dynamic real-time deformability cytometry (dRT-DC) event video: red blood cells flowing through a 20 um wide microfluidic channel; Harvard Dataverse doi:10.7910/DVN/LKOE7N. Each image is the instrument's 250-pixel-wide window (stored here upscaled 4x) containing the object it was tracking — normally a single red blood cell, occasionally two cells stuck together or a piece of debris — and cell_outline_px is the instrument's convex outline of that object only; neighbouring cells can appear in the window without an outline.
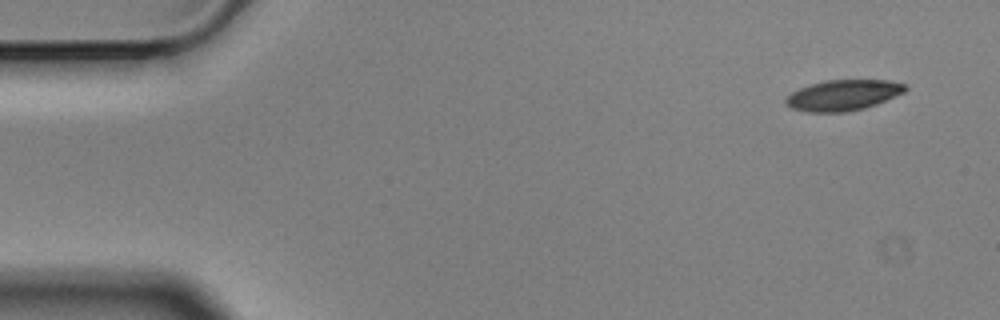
{"species": "Egyptian fruit bat (a non-hibernating species)", "species_latin": "Rousettus aegyptiacus", "temperature_condition": "cold", "stored_images_in_passage": 6, "camera_frame_rate_fps": 3000, "um_per_image_px": 0.085, "animal": {"sex": "male"}, "frame": {"image": 1, "passage_image": 1, "time_ms": 0.0, "image_size_px": [1000, 320], "cell_outline_px": [[908, 88], [904, 92], [876, 104], [864, 108], [844, 112], [808, 112], [792, 108], [784, 104], [784, 100], [792, 92], [800, 88], [824, 80], [888, 80], [904, 84]], "centroid_in_image_um": [71.64, 8.09], "position_along_channel_um": 13.4, "area_um2": 21.21}}
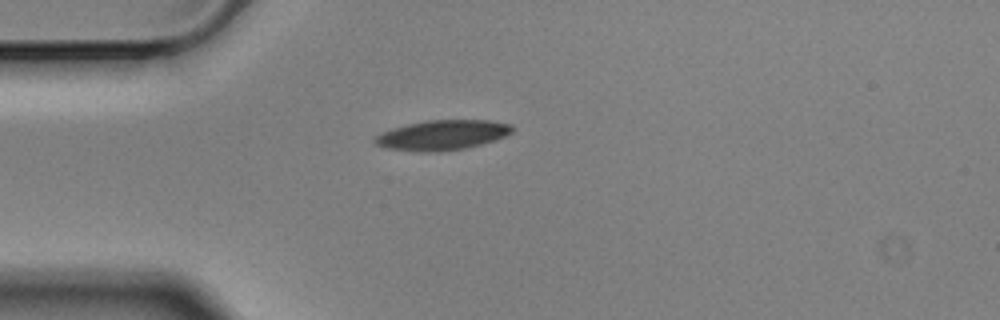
{"frame": {"image": 2, "passage_image": 4, "time_ms": 1.0, "image_size_px": [1000, 320], "cell_outline_px": [[516, 128], [512, 132], [496, 140], [464, 148], [440, 152], [416, 152], [388, 148], [376, 144], [372, 140], [376, 136], [384, 132], [408, 124], [428, 120], [488, 120], [512, 124]], "centroid_in_image_um": [37.64, 11.48], "position_along_channel_um": 47.4, "area_um2": 23.87}}
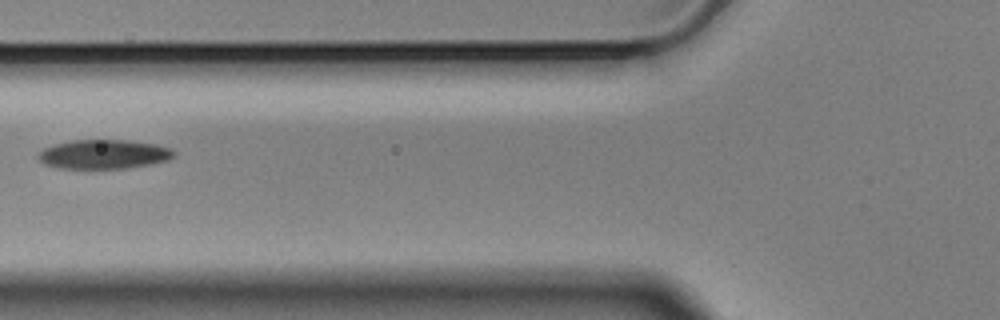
{"frame": {"image": 3, "passage_image": 6, "time_ms": 1.667, "image_size_px": [1000, 320], "cell_outline_px": [[176, 156], [168, 160], [152, 164], [128, 168], [56, 168], [44, 164], [36, 156], [44, 148], [56, 144], [72, 140], [128, 140], [156, 144], [172, 148], [176, 152]], "centroid_in_image_um": [8.86, 13.11], "position_along_channel_um": 116.9, "area_um2": 23.24}}